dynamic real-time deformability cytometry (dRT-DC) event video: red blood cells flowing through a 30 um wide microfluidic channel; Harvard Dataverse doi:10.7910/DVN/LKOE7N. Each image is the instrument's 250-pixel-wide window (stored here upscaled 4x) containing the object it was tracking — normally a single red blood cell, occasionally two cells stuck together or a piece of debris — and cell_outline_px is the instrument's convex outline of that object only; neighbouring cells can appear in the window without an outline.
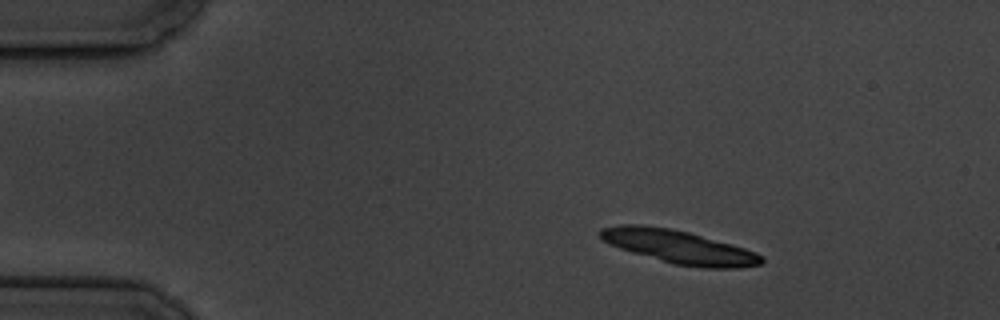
{"species": "common noctule bat (a hibernating species)", "species_latin": "Nyctalus noctula", "temperature_condition": "cold", "stored_images_in_passage": 8, "segment_of_instrument_passage": [1, 2], "camera_frame_rate_fps": 3000, "um_per_image_px": 0.085, "animal": {"sex": "male", "body_mass_g": 19.5, "forearm_length_mm": 54.6}, "frame": {"image": 1, "passage_image": 2, "time_ms": 1.0, "image_size_px": [1000, 320], "cell_outline_px": [[764, 260], [760, 264], [740, 268], [704, 268], [672, 264], [632, 252], [608, 244], [600, 240], [596, 232], [600, 228], [620, 224], [640, 224], [672, 228], [688, 232], [732, 244], [756, 252], [764, 256]], "centroid_in_image_um": [57.65, 20.97], "position_along_channel_um": 27.3, "area_um2": 31.73}}